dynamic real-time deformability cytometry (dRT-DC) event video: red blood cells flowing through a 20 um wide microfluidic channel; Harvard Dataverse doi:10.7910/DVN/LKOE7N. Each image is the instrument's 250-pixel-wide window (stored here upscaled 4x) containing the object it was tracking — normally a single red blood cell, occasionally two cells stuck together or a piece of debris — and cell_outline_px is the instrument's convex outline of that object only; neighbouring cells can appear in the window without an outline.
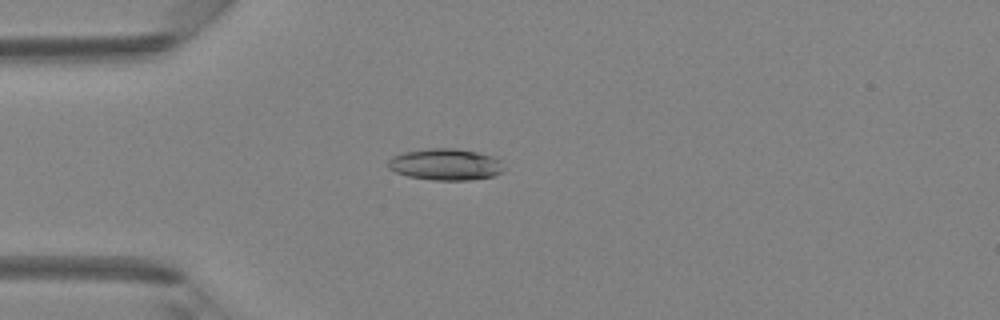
{"species": "Egyptian fruit bat (a non-hibernating species)", "species_latin": "Rousettus aegyptiacus", "temperature_condition": "room temperature", "stored_images_in_passage": 36, "camera_frame_rate_fps": 3000, "um_per_image_px": 0.085, "animal": {"sex": "female"}, "frame": {"image": 1, "passage_image": 1, "time_ms": 0.0, "image_size_px": [1000, 320], "cell_outline_px": [[504, 172], [492, 176], [468, 180], [432, 180], [408, 176], [396, 172], [388, 168], [388, 160], [392, 156], [404, 152], [428, 148], [456, 148], [496, 156], [500, 160], [504, 168]], "centroid_in_image_um": [37.89, 13.97], "position_along_channel_um": 47.1, "area_um2": 21.44}}
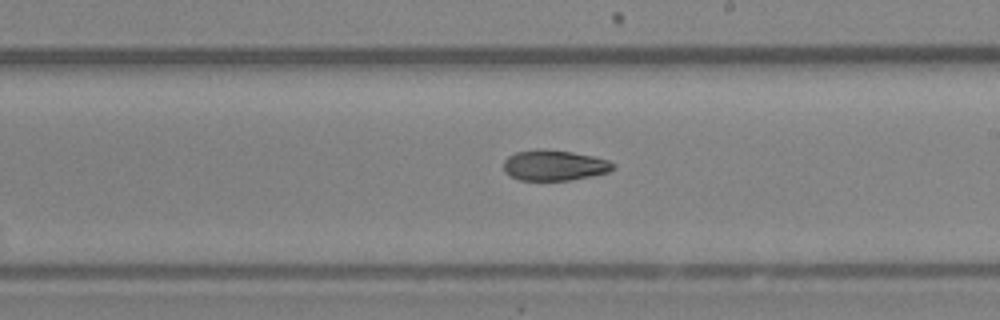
{"frame": {"image": 2, "passage_image": 16, "time_ms": 5.0, "image_size_px": [1000, 320], "cell_outline_px": [[616, 164], [608, 172], [592, 176], [568, 180], [520, 180], [504, 172], [504, 160], [508, 156], [516, 152], [536, 148], [544, 148], [572, 152], [592, 156], [608, 160]], "centroid_in_image_um": [47.09, 14.04], "position_along_channel_um": 241.9, "area_um2": 19.54}}
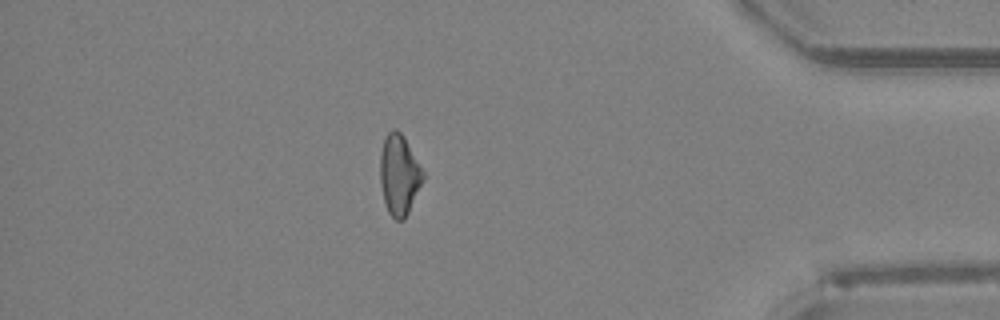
{"frame": {"image": 3, "passage_image": 30, "time_ms": 9.667, "image_size_px": [1000, 320], "cell_outline_px": [[424, 180], [404, 220], [396, 220], [388, 212], [384, 200], [380, 184], [380, 152], [384, 136], [392, 128], [396, 128], [404, 136], [424, 172]], "centroid_in_image_um": [33.92, 14.82], "position_along_channel_um": 401.3, "area_um2": 20.23}, "authors_computed_cell_mechanics": {"area_um2": 20.0855, "velocity_mm_per_s": 4.2303, "shape_relaxation_time_tau1_ms": 3.2094, "shape_relaxation_time_tau2_ms": 7.3304, "deformation_change_tau1": 0.1364, "deformation_change_tau2": 0.1538}}